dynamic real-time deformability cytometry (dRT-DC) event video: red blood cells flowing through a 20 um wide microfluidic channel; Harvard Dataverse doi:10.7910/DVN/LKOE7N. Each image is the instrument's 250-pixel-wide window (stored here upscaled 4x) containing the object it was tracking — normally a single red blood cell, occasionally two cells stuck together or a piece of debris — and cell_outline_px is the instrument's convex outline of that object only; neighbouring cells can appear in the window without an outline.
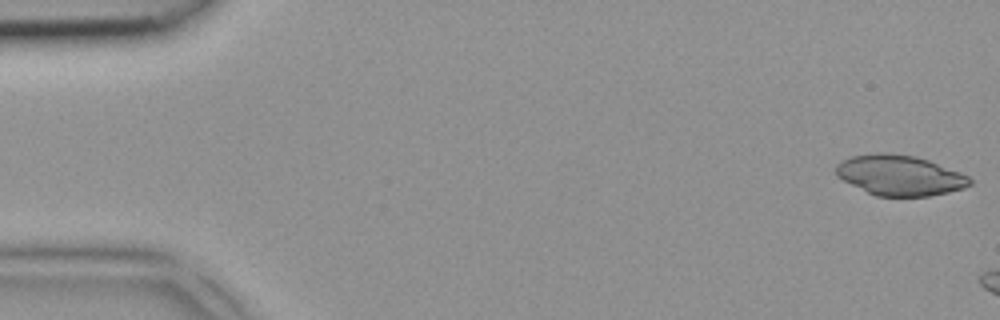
{"species": "common noctule bat (a hibernating species)", "species_latin": "Nyctalus noctula", "temperature_condition": "room temperature", "stored_images_in_passage": 3, "camera_frame_rate_fps": 3000, "um_per_image_px": 0.085, "animal": {"sex": "female", "body_mass_g": 18.4}, "frame": {"image": 1, "passage_image": 1, "time_ms": 0.0, "image_size_px": [1000, 320], "cell_outline_px": [[972, 184], [964, 188], [948, 192], [928, 196], [876, 196], [836, 176], [836, 164], [852, 156], [876, 152], [888, 152], [916, 156], [928, 160], [960, 172], [968, 176], [972, 180]], "centroid_in_image_um": [76.49, 14.89], "position_along_channel_um": 8.5, "area_um2": 31.33}}